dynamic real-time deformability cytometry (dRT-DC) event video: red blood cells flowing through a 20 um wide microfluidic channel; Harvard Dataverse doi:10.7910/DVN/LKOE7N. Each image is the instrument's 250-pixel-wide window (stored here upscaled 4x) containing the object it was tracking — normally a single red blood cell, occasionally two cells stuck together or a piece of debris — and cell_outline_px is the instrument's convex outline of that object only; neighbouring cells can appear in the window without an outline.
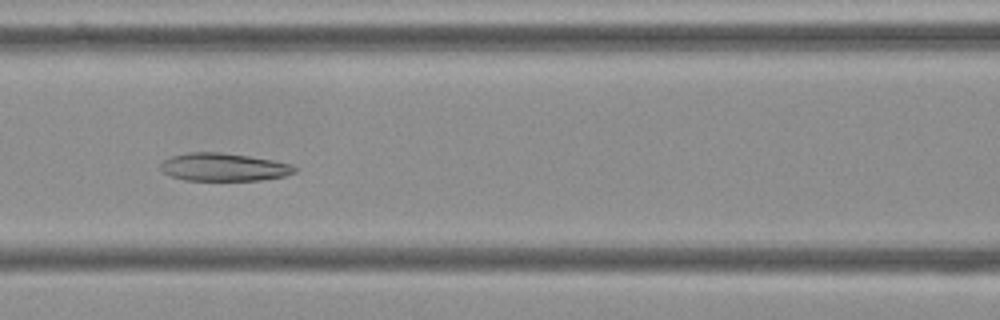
{"species": "Egyptian fruit bat (a non-hibernating species)", "species_latin": "Rousettus aegyptiacus", "temperature_condition": "cold", "stored_images_in_passage": 46, "camera_frame_rate_fps": 3000, "um_per_image_px": 0.085, "frame": {"image": 1, "passage_image": 15, "time_ms": 4.667, "image_size_px": [1000, 320], "cell_outline_px": [[300, 168], [296, 172], [284, 176], [260, 180], [184, 180], [172, 176], [164, 172], [160, 168], [160, 164], [164, 160], [172, 156], [188, 152], [220, 152], [248, 156], [272, 160], [292, 164]], "centroid_in_image_um": [19.05, 14.2], "position_along_channel_um": 147.6, "area_um2": 21.79}}
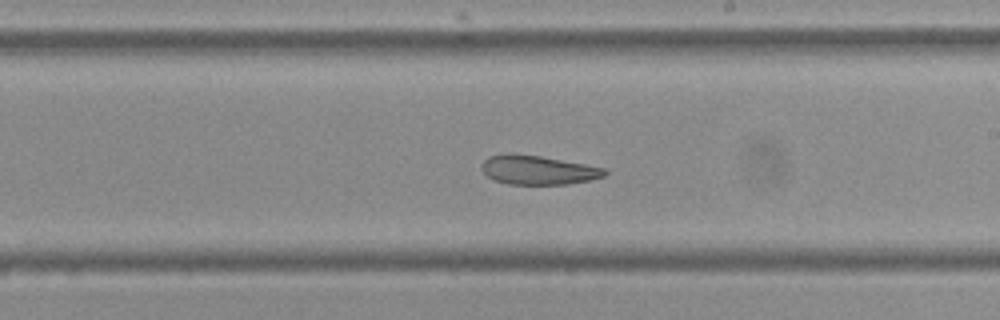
{"frame": {"image": 2, "passage_image": 23, "time_ms": 7.333, "image_size_px": [1000, 320], "cell_outline_px": [[608, 172], [604, 176], [588, 180], [568, 184], [508, 184], [492, 180], [480, 168], [480, 164], [488, 156], [508, 152], [512, 152], [540, 156], [584, 164], [604, 168]], "centroid_in_image_um": [45.65, 14.43], "position_along_channel_um": 243.3, "area_um2": 20.98}}
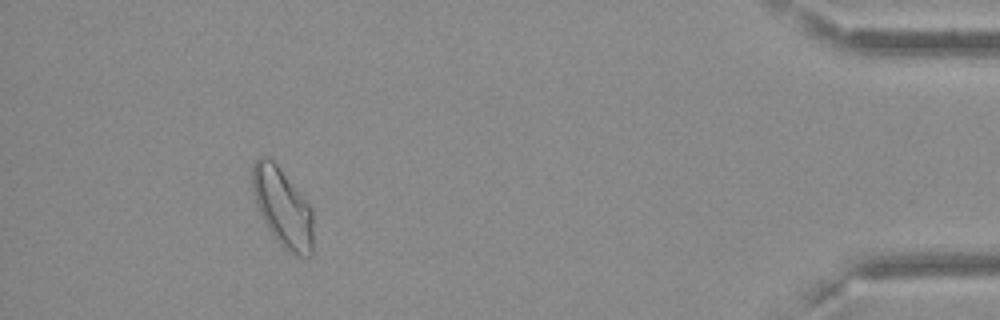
{"frame": {"image": 3, "passage_image": 42, "time_ms": 13.667, "image_size_px": [1000, 320], "cell_outline_px": [[312, 256], [296, 256], [288, 252], [276, 240], [268, 228], [256, 204], [252, 188], [252, 168], [256, 160], [260, 156], [268, 156], [276, 164], [312, 208]], "centroid_in_image_um": [24.02, 17.65], "position_along_channel_um": 411.2, "area_um2": 27.57}, "authors_computed_cell_mechanics": {"area_um2": 24.565, "velocity_mm_per_s": 3.5945, "shape_relaxation_time_tau1_ms": null, "shape_relaxation_time_tau2_ms": 3.7062, "deformation_change_tau1": null, "deformation_change_tau2": 0.1108}}